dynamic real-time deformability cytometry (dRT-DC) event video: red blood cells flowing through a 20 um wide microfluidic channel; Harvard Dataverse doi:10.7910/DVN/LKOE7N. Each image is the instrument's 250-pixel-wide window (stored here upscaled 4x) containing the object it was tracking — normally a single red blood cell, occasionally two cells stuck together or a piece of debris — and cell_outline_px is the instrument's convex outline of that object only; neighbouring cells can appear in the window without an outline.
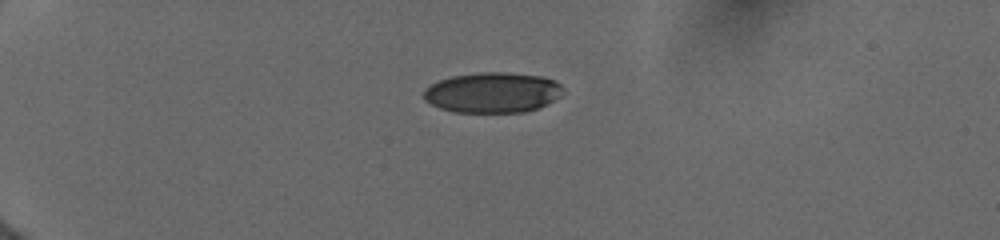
{"species": "human", "species_latin": "Homo sapiens", "temperature_condition": "cold", "stored_images_in_passage": 31, "camera_frame_rate_fps": 3000, "um_per_image_px": 0.085, "donor": {"sex": "female"}, "frame": {"image": 1, "passage_image": 1, "time_ms": 0.0, "image_size_px": [1000, 240], "cell_outline_px": [[564, 92], [560, 96], [548, 104], [524, 112], [456, 112], [440, 108], [424, 100], [424, 88], [440, 80], [452, 76], [480, 72], [508, 72], [540, 76], [556, 80], [564, 88]], "centroid_in_image_um": [41.9, 7.86], "position_along_channel_um": 43.1, "area_um2": 32.89}}
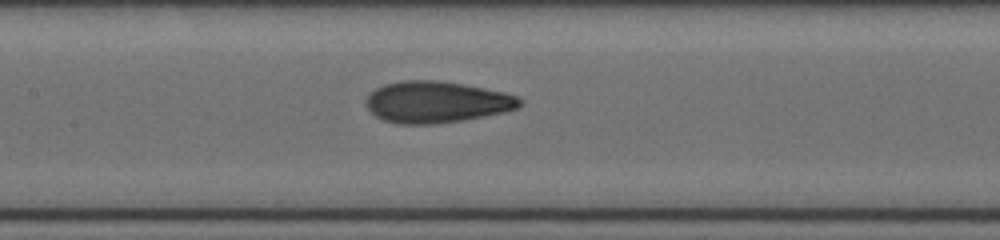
{"frame": {"image": 2, "passage_image": 19, "time_ms": 4.667, "image_size_px": [1000, 240], "cell_outline_px": [[524, 100], [516, 108], [500, 112], [460, 120], [432, 124], [396, 124], [384, 120], [376, 116], [364, 104], [364, 100], [376, 88], [384, 84], [400, 80], [436, 80], [464, 84], [504, 92], [516, 96]], "centroid_in_image_um": [37.05, 8.66], "position_along_channel_um": 170.4, "area_um2": 36.88}}
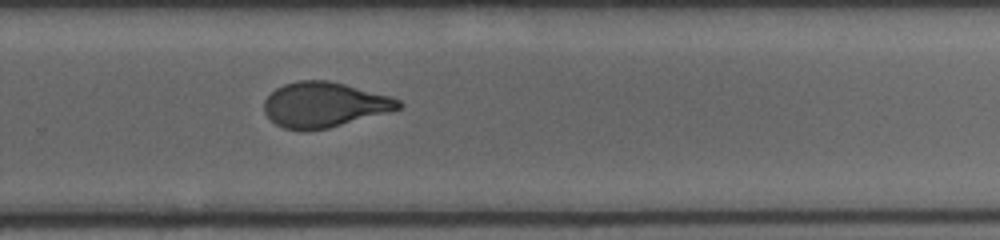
{"frame": {"image": 3, "passage_image": 31, "time_ms": 8.0, "image_size_px": [1000, 240], "cell_outline_px": [[404, 104], [400, 108], [388, 112], [328, 128], [284, 128], [276, 124], [264, 112], [264, 100], [276, 88], [284, 84], [296, 80], [328, 80], [392, 96], [400, 100]], "centroid_in_image_um": [27.58, 8.86], "position_along_channel_um": 302.2, "area_um2": 34.8}}